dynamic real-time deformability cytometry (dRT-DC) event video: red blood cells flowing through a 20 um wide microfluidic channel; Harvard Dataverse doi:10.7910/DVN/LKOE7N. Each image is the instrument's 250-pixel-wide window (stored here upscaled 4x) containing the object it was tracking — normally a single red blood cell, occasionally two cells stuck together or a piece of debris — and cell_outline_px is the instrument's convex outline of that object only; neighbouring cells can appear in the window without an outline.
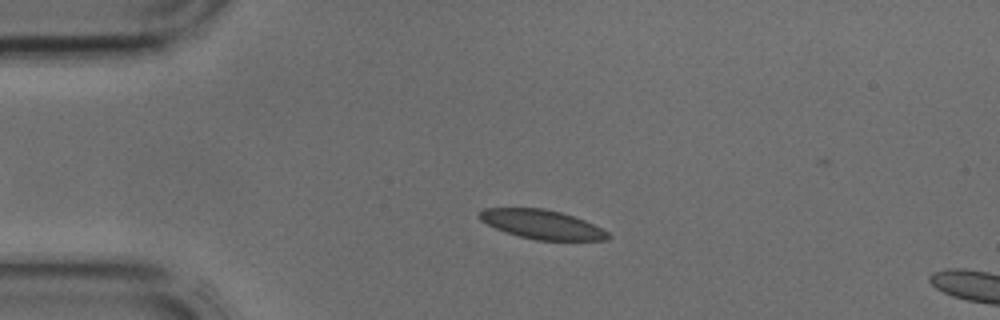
{"species": "common noctule bat (a hibernating species)", "species_latin": "Nyctalus noctula", "temperature_condition": "cold", "stored_images_in_passage": 11, "camera_frame_rate_fps": 3000, "um_per_image_px": 0.085, "animal": {"sex": "male", "body_mass_g": 17.9, "forearm_length_mm": 54.2}, "frame": {"image": 1, "passage_image": 8, "time_ms": 2.333, "image_size_px": [1000, 320], "cell_outline_px": [[612, 236], [608, 240], [536, 240], [520, 236], [496, 228], [480, 220], [476, 216], [484, 208], [544, 208], [560, 212], [584, 220], [608, 232]], "centroid_in_image_um": [46.06, 19.07], "position_along_channel_um": 38.9, "area_um2": 21.56}}